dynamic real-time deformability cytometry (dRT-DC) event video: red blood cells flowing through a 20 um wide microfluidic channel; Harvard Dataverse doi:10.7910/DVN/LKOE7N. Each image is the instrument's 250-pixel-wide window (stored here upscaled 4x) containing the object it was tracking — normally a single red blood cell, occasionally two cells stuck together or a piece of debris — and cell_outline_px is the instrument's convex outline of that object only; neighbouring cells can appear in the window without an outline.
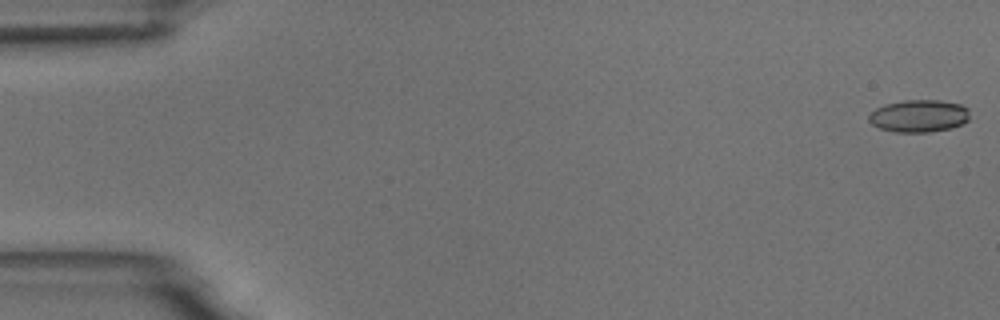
{"species": "common noctule bat (a hibernating species)", "species_latin": "Nyctalus noctula", "temperature_condition": "room temperature", "stored_images_in_passage": 6, "camera_frame_rate_fps": 3000, "um_per_image_px": 0.085, "animal": {"sex": "male", "body_mass_g": 18.8}, "frame": {"image": 1, "passage_image": 1, "time_ms": 0.0, "image_size_px": [1000, 320], "cell_outline_px": [[968, 120], [952, 128], [928, 132], [896, 132], [880, 128], [872, 124], [868, 120], [868, 116], [876, 108], [884, 104], [904, 100], [940, 100], [960, 104], [968, 108]], "centroid_in_image_um": [78.09, 9.85], "position_along_channel_um": 6.9, "area_um2": 19.02}}
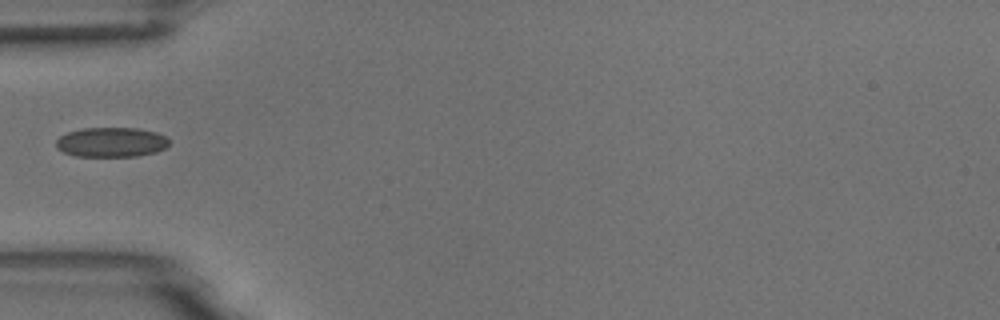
{"frame": {"image": 2, "passage_image": 5, "time_ms": 5.667, "image_size_px": [1000, 320], "cell_outline_px": [[168, 144], [164, 148], [156, 152], [136, 156], [76, 156], [64, 152], [56, 148], [56, 140], [60, 136], [68, 132], [84, 128], [140, 128], [156, 132], [164, 136], [168, 140]], "centroid_in_image_um": [9.44, 12.08], "position_along_channel_um": 75.6, "area_um2": 19.48}}